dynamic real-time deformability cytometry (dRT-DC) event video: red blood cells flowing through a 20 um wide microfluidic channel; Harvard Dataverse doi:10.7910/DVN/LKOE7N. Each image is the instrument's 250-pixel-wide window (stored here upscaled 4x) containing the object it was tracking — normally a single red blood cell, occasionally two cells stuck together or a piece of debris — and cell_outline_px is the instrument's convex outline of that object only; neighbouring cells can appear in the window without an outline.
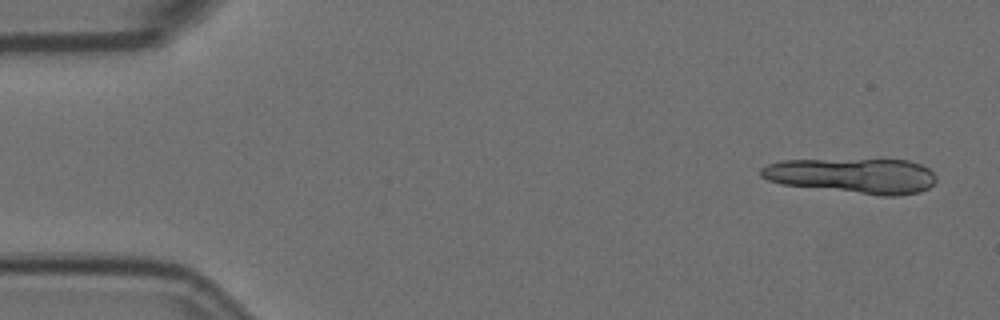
{"species": "Egyptian fruit bat (a non-hibernating species)", "species_latin": "Rousettus aegyptiacus", "temperature_condition": "room temperature", "stored_images_in_passage": 5, "camera_frame_rate_fps": 3000, "um_per_image_px": 0.085, "animal": {"sex": "female"}, "frame": {"image": 1, "passage_image": 1, "time_ms": 0.0, "image_size_px": [1000, 320], "cell_outline_px": [[936, 180], [928, 188], [920, 192], [896, 196], [880, 196], [780, 184], [768, 180], [760, 176], [760, 168], [768, 164], [780, 160], [908, 160], [920, 164], [928, 168], [936, 176]], "centroid_in_image_um": [72.47, 14.95], "position_along_channel_um": 12.5, "area_um2": 36.07}}